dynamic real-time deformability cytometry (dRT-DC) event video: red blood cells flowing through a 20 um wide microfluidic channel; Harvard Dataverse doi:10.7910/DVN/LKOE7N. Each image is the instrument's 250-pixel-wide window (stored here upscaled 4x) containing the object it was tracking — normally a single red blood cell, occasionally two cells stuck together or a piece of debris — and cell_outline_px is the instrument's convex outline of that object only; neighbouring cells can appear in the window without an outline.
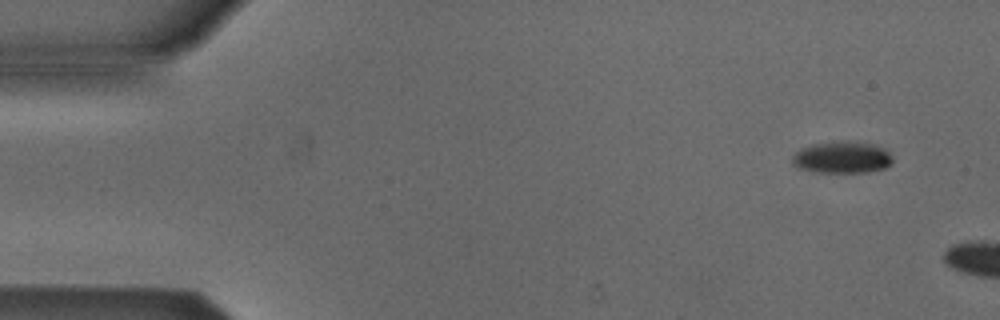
{"species": "Egyptian fruit bat (a non-hibernating species)", "species_latin": "Rousettus aegyptiacus", "temperature_condition": "cold", "stored_images_in_passage": 3, "camera_frame_rate_fps": 3000, "um_per_image_px": 0.085, "animal": {"sex": "male"}, "frame": {"image": 1, "passage_image": 1, "time_ms": 0.0, "image_size_px": [1000, 320], "cell_outline_px": [[892, 164], [884, 168], [868, 172], [816, 172], [800, 168], [792, 164], [792, 156], [800, 148], [812, 144], [872, 144], [884, 148], [892, 156]], "centroid_in_image_um": [71.57, 13.43], "position_along_channel_um": 13.4, "area_um2": 17.8}}